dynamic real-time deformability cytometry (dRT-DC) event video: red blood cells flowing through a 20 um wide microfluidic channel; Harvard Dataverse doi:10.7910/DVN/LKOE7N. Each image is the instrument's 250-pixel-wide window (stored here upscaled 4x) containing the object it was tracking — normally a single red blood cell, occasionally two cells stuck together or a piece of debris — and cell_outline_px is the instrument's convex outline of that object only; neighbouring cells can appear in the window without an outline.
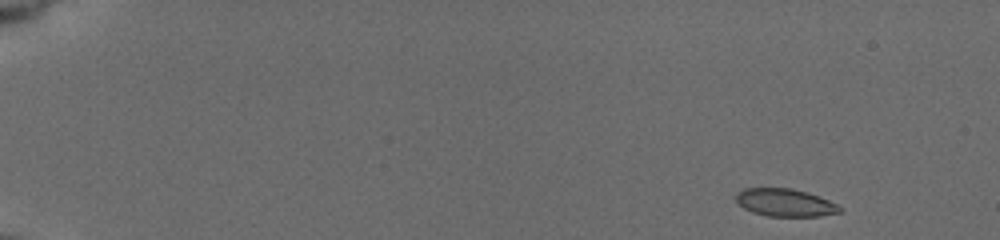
{"species": "common noctule bat (a hibernating species)", "species_latin": "Nyctalus noctula", "temperature_condition": "cold", "stored_images_in_passage": 50, "camera_frame_rate_fps": 3000, "um_per_image_px": 0.085, "animal": {"sex": "female", "body_mass_g": 19.5, "forearm_length_mm": 54.1}, "frame": {"image": 1, "passage_image": 1, "time_ms": 0.0, "image_size_px": [1000, 240], "cell_outline_px": [[844, 208], [840, 212], [820, 216], [768, 216], [752, 212], [744, 208], [736, 200], [736, 192], [744, 188], [792, 188], [820, 196]], "centroid_in_image_um": [66.74, 17.22], "position_along_channel_um": 18.3, "area_um2": 16.76}}
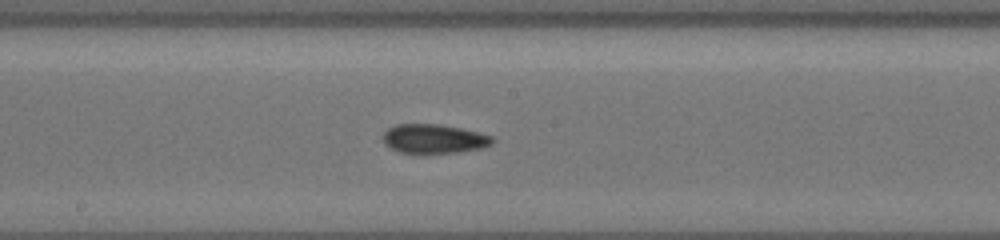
{"frame": {"image": 2, "passage_image": 28, "time_ms": 9.0, "image_size_px": [1000, 240], "cell_outline_px": [[496, 140], [492, 144], [480, 148], [456, 152], [400, 152], [384, 144], [380, 136], [388, 128], [396, 124], [440, 124], [460, 128], [492, 136]], "centroid_in_image_um": [36.85, 11.77], "position_along_channel_um": 211.4, "area_um2": 18.38}}
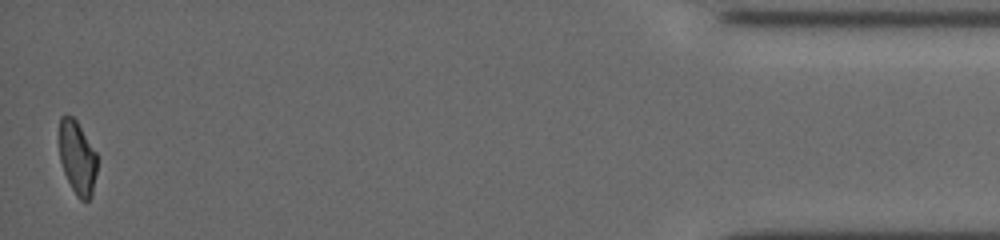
{"frame": {"image": 3, "passage_image": 50, "time_ms": 16.667, "image_size_px": [1000, 240], "cell_outline_px": [[96, 172], [92, 196], [88, 200], [80, 200], [76, 196], [64, 172], [60, 160], [60, 116], [72, 116], [76, 120], [96, 152]], "centroid_in_image_um": [6.58, 13.43], "position_along_channel_um": 428.6, "area_um2": 15.95}, "authors_computed_cell_mechanics": {"area_um2": 17.7446, "velocity_mm_per_s": 3.7824, "shape_relaxation_time_tau1_ms": 7.8935, "shape_relaxation_time_tau2_ms": 5.2058, "deformation_change_tau1": 0.1896, "deformation_change_tau2": 0.0836}}